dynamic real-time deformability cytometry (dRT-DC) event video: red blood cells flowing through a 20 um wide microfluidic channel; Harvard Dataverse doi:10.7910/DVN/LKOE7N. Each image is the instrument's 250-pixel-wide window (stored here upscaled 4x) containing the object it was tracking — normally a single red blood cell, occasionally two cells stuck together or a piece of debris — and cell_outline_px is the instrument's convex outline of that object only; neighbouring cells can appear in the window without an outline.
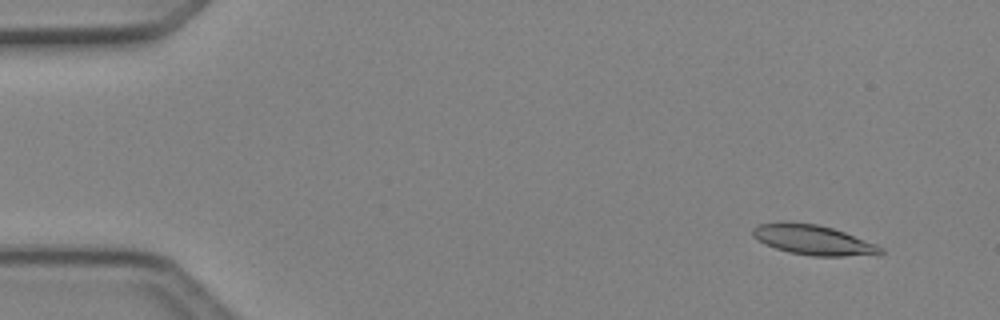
{"species": "Egyptian fruit bat (a non-hibernating species)", "species_latin": "Rousettus aegyptiacus", "temperature_condition": "cold", "stored_images_in_passage": 4, "camera_frame_rate_fps": 3000, "um_per_image_px": 0.085, "animal": {"sex": "female"}, "frame": {"image": 1, "passage_image": 2, "time_ms": 0.333, "image_size_px": [1000, 320], "cell_outline_px": [[884, 252], [880, 256], [812, 256], [788, 252], [764, 244], [752, 236], [752, 228], [756, 224], [780, 220], [784, 220], [816, 224], [832, 228], [844, 232], [876, 244], [884, 248]], "centroid_in_image_um": [69.11, 20.38], "position_along_channel_um": 15.9, "area_um2": 22.95}}